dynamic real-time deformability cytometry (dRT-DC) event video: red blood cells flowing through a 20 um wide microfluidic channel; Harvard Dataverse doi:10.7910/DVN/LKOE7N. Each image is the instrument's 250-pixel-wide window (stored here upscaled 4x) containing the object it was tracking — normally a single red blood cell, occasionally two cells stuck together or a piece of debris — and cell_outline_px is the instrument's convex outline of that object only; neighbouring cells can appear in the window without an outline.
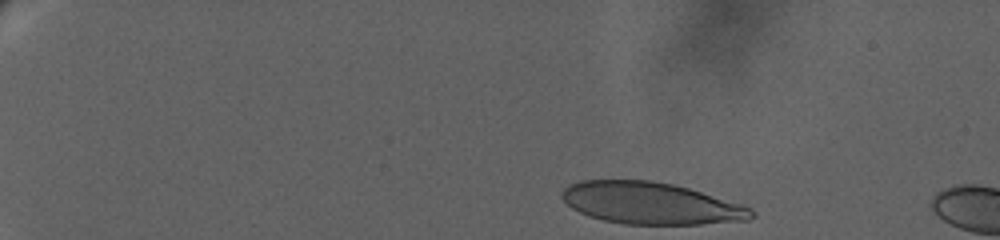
{"species": "human", "species_latin": "Homo sapiens", "temperature_condition": "warm", "stored_images_in_passage": 8, "camera_frame_rate_fps": 3000, "um_per_image_px": 0.085, "donor": {"sex": "female"}, "frame": {"image": 1, "passage_image": 1, "time_ms": 0.0, "image_size_px": [1000, 240], "cell_outline_px": [[756, 216], [748, 220], [700, 224], [624, 224], [604, 220], [588, 216], [572, 208], [560, 196], [564, 188], [568, 184], [580, 180], [652, 180], [672, 184], [688, 188], [744, 204], [752, 208], [756, 212]], "centroid_in_image_um": [55.35, 17.27], "position_along_channel_um": 29.7, "area_um2": 46.47}}